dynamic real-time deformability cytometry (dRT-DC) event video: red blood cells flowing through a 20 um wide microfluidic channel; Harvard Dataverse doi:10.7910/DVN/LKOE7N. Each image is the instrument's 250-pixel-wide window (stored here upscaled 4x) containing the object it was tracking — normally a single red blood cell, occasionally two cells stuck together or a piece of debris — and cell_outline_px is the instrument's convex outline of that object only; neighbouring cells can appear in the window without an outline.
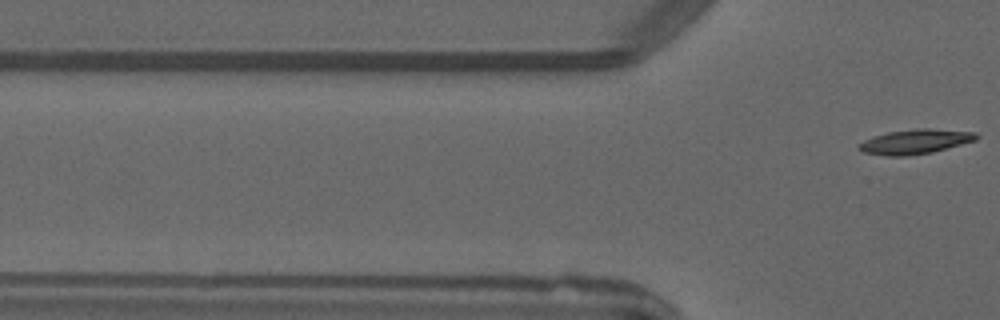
{"species": "common noctule bat (a hibernating species)", "species_latin": "Nyctalus noctula", "temperature_condition": "warm", "stored_images_in_passage": 4, "camera_frame_rate_fps": 3000, "um_per_image_px": 0.085, "animal": {"sex": "male", "forearm_length_mm": 52.5}, "frame": {"image": 1, "passage_image": 4, "time_ms": 3.667, "image_size_px": [1000, 320], "cell_outline_px": [[980, 136], [976, 140], [932, 152], [904, 156], [888, 156], [864, 152], [856, 148], [856, 144], [872, 136], [888, 132], [920, 128], [928, 128], [976, 132]], "centroid_in_image_um": [77.76, 12.03], "position_along_channel_um": 48.0, "area_um2": 16.88}}